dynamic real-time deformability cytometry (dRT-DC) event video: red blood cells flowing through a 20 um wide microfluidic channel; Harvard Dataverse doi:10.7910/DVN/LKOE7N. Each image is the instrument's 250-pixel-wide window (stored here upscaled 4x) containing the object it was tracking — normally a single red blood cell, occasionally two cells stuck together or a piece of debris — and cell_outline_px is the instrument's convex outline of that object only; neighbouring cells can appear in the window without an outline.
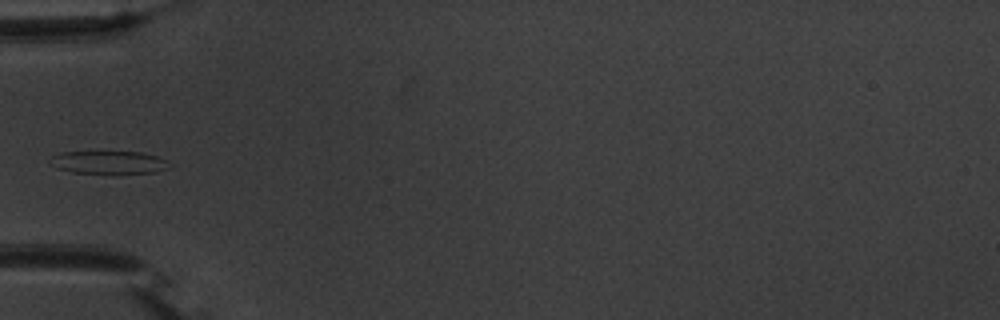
{"species": "common noctule bat (a hibernating species)", "species_latin": "Nyctalus noctula", "temperature_condition": "warm", "stored_images_in_passage": 37, "camera_frame_rate_fps": 3000, "um_per_image_px": 0.085, "animal": {"sex": "male", "body_mass_g": 20.1, "forearm_length_mm": 53.5}, "frame": {"image": 1, "passage_image": 1, "time_ms": 0.0, "image_size_px": [1000, 320], "cell_outline_px": [[168, 168], [156, 172], [120, 176], [112, 176], [72, 172], [56, 168], [52, 156], [60, 152], [140, 152], [156, 156], [168, 160]], "centroid_in_image_um": [9.32, 13.86], "position_along_channel_um": 75.7, "area_um2": 16.53}}
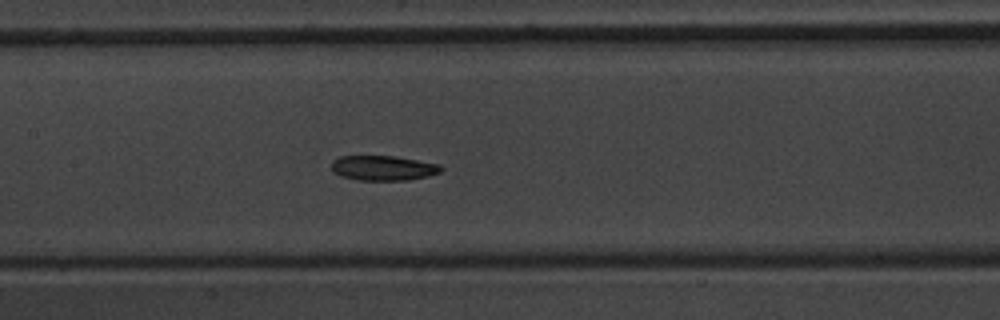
{"frame": {"image": 2, "passage_image": 9, "time_ms": 2.667, "image_size_px": [1000, 320], "cell_outline_px": [[444, 168], [440, 172], [428, 176], [408, 180], [356, 180], [340, 176], [332, 168], [332, 160], [340, 156], [396, 156], [440, 164]], "centroid_in_image_um": [32.59, 14.28], "position_along_channel_um": 174.8, "area_um2": 15.95}}
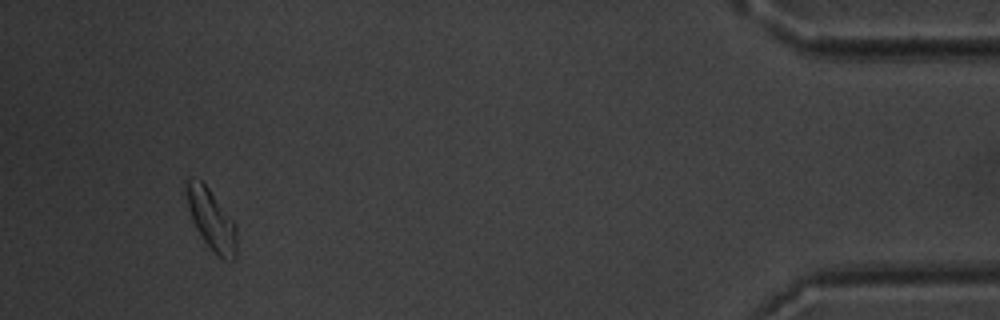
{"frame": {"image": 3, "passage_image": 34, "time_ms": 11.0, "image_size_px": [1000, 320], "cell_outline_px": [[236, 260], [224, 260], [204, 240], [196, 228], [184, 192], [184, 184], [188, 180], [200, 180], [208, 188], [236, 224]], "centroid_in_image_um": [17.98, 18.67], "position_along_channel_um": 417.2, "area_um2": 17.22}}